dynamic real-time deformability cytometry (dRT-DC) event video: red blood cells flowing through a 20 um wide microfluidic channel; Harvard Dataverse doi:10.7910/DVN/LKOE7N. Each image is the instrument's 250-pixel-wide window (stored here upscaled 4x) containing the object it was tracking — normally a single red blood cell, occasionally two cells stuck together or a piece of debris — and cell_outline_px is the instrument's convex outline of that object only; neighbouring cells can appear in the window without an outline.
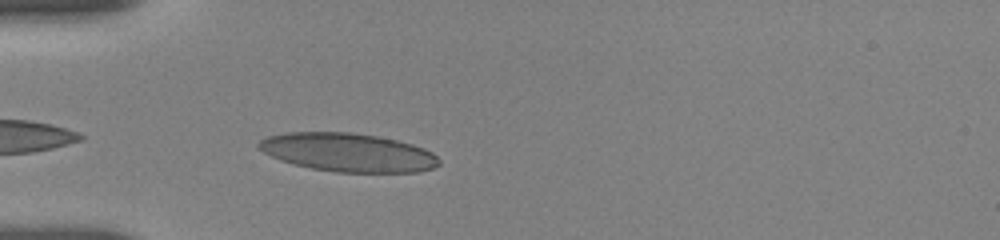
{"species": "human", "species_latin": "Homo sapiens", "temperature_condition": "room temperature", "stored_images_in_passage": 34, "camera_frame_rate_fps": 3000, "um_per_image_px": 0.085, "donor": {"sex": "female"}, "frame": {"image": 1, "passage_image": 2, "time_ms": 0.333, "image_size_px": [1000, 240], "cell_outline_px": [[440, 164], [432, 168], [420, 172], [336, 172], [312, 168], [292, 164], [280, 160], [264, 152], [256, 144], [260, 140], [268, 136], [288, 132], [352, 132], [376, 136], [396, 140], [412, 144], [424, 148], [432, 152], [440, 160]], "centroid_in_image_um": [29.59, 12.95], "position_along_channel_um": 55.4, "area_um2": 40.4}}
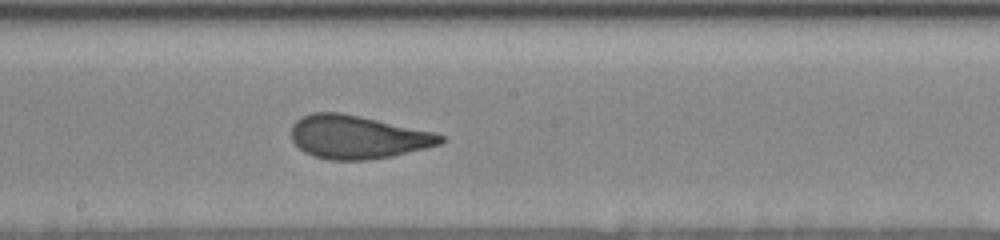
{"frame": {"image": 2, "passage_image": 16, "time_ms": 5.0, "image_size_px": [1000, 240], "cell_outline_px": [[448, 140], [440, 144], [392, 156], [368, 160], [332, 160], [312, 156], [304, 152], [292, 140], [292, 124], [296, 120], [312, 112], [340, 112], [360, 116], [436, 132], [448, 136]], "centroid_in_image_um": [30.43, 11.65], "position_along_channel_um": 217.8, "area_um2": 37.86}}
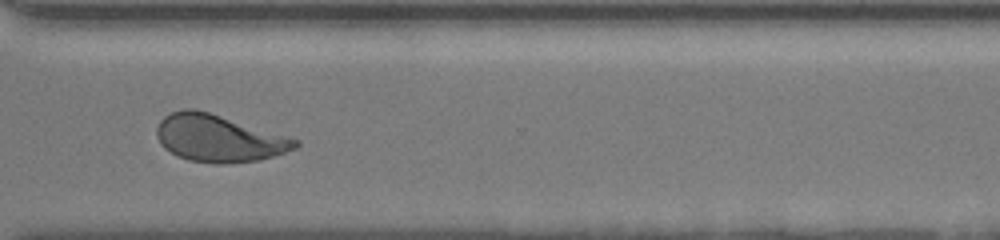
{"frame": {"image": 3, "passage_image": 27, "time_ms": 8.667, "image_size_px": [1000, 240], "cell_outline_px": [[300, 144], [296, 148], [260, 160], [224, 164], [216, 164], [188, 160], [176, 156], [164, 148], [160, 144], [156, 136], [156, 128], [160, 120], [164, 116], [172, 112], [184, 108], [196, 108], [300, 140]], "centroid_in_image_um": [18.55, 11.76], "position_along_channel_um": 352.1, "area_um2": 38.15}, "authors_computed_cell_mechanics": {"area_um2": 37.7434, "velocity_mm_per_s": 3.6699, "shape_relaxation_time_tau1_ms": 6.3075, "shape_relaxation_time_tau2_ms": null, "deformation_change_tau1": 0.1862, "deformation_change_tau2": null}}